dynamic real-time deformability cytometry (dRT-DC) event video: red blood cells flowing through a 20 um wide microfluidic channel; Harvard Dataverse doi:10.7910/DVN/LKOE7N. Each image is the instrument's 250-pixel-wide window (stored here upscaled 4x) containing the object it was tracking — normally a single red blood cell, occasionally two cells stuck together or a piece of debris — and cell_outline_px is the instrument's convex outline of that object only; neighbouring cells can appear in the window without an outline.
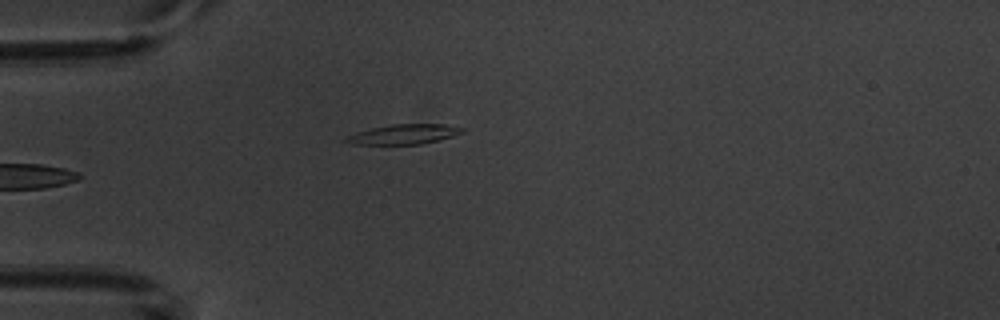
{"species": "common noctule bat (a hibernating species)", "species_latin": "Nyctalus noctula", "temperature_condition": "warm", "stored_images_in_passage": 3, "camera_frame_rate_fps": 3000, "um_per_image_px": 0.085, "animal": {"sex": "male", "body_mass_g": 20.1, "forearm_length_mm": 53.5}, "frame": {"image": 1, "passage_image": 2, "time_ms": 1.333, "image_size_px": [1000, 320], "cell_outline_px": [[464, 132], [452, 136], [420, 144], [352, 144], [340, 140], [356, 132], [372, 128], [392, 124], [444, 124], [464, 128]], "centroid_in_image_um": [34.29, 11.41], "position_along_channel_um": 50.7, "area_um2": 13.29}}